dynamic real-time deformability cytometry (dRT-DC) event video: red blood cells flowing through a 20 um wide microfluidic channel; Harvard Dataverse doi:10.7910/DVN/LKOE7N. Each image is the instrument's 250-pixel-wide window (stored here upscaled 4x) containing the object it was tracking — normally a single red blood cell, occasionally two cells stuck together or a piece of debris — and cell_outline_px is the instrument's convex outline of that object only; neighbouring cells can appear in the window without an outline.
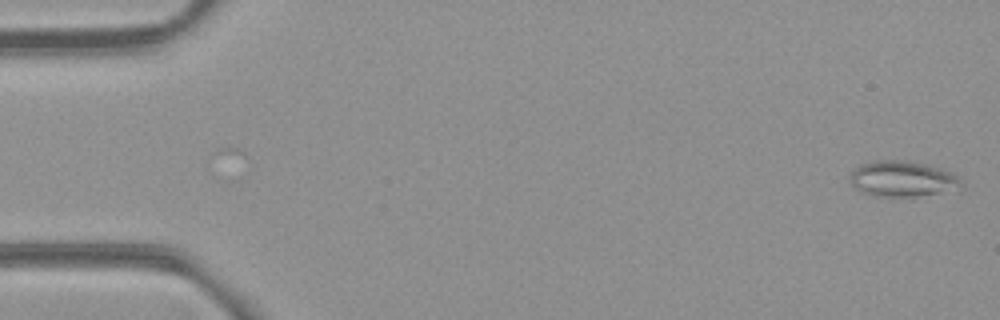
{"species": "common noctule bat (a hibernating species)", "species_latin": "Nyctalus noctula", "temperature_condition": "room temperature", "stored_images_in_passage": 55, "camera_frame_rate_fps": 3000, "um_per_image_px": 0.085, "animal": {"sex": "female", "body_mass_g": 21.9}, "frame": {"image": 1, "passage_image": 2, "time_ms": 0.333, "image_size_px": [1000, 320], "cell_outline_px": [[964, 184], [936, 192], [916, 196], [884, 196], [860, 192], [852, 184], [848, 176], [860, 164], [876, 160], [908, 160], [940, 168], [952, 172], [960, 176]], "centroid_in_image_um": [76.66, 15.17], "position_along_channel_um": 8.3, "area_um2": 22.72}}
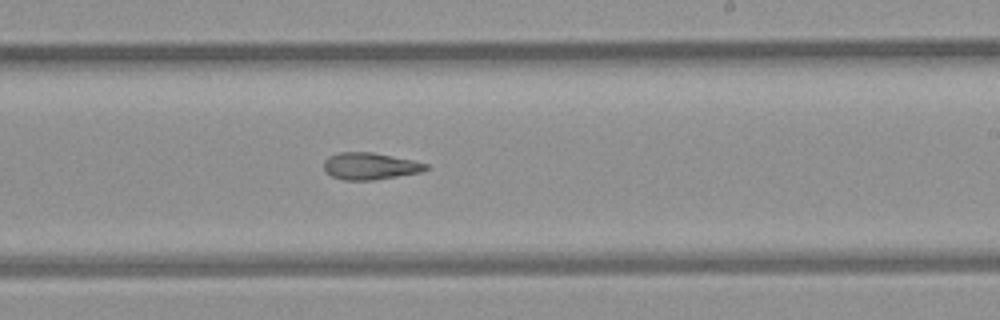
{"frame": {"image": 2, "passage_image": 33, "time_ms": 10.667, "image_size_px": [1000, 320], "cell_outline_px": [[428, 168], [420, 172], [372, 180], [344, 180], [332, 176], [324, 172], [324, 160], [328, 156], [340, 152], [372, 152], [412, 160], [428, 164]], "centroid_in_image_um": [31.4, 14.11], "position_along_channel_um": 257.6, "area_um2": 15.9}}
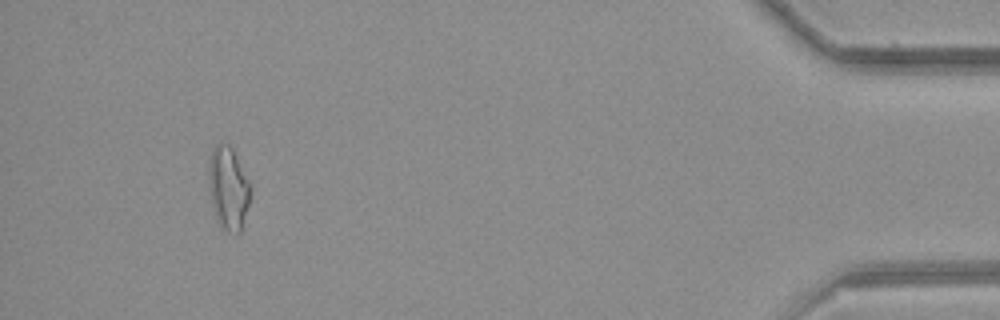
{"frame": {"image": 3, "passage_image": 51, "time_ms": 16.667, "image_size_px": [1000, 320], "cell_outline_px": [[252, 188], [248, 204], [240, 232], [236, 236], [228, 232], [220, 224], [216, 216], [212, 204], [208, 184], [208, 168], [212, 148], [220, 140], [228, 144], [232, 148], [252, 184]], "centroid_in_image_um": [19.41, 15.94], "position_along_channel_um": 415.8, "area_um2": 20.46}, "authors_computed_cell_mechanics": {"area_um2": 17.4556, "velocity_mm_per_s": 3.8762, "shape_relaxation_time_tau1_ms": null, "shape_relaxation_time_tau2_ms": 8.2513, "deformation_change_tau1": null, "deformation_change_tau2": 0.2032}}